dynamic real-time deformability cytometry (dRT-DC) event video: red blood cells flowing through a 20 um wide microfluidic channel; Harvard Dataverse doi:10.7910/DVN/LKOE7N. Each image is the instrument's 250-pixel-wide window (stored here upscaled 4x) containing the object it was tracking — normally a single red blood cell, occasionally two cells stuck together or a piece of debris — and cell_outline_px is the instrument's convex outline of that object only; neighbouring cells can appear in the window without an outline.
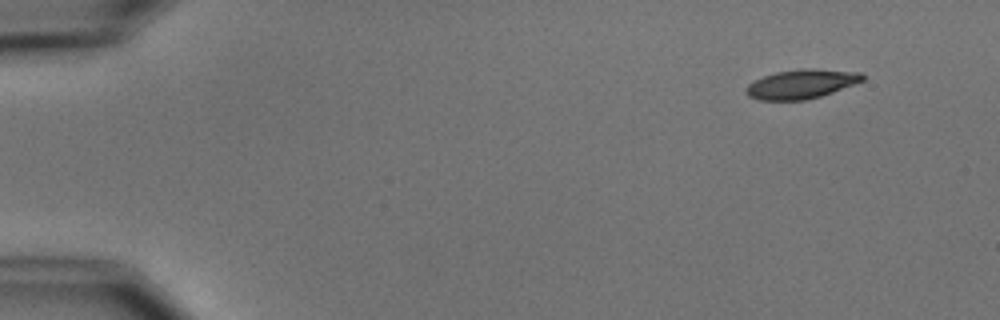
{"species": "common noctule bat (a hibernating species)", "species_latin": "Nyctalus noctula", "temperature_condition": "cold", "stored_images_in_passage": 4, "camera_frame_rate_fps": 3000, "um_per_image_px": 0.085, "animal": {"sex": "male", "body_mass_g": 15.6}, "frame": {"image": 1, "passage_image": 1, "time_ms": 0.0, "image_size_px": [1000, 320], "cell_outline_px": [[864, 80], [832, 92], [820, 96], [804, 100], [760, 100], [748, 96], [744, 92], [744, 88], [752, 80], [776, 72], [804, 68], [812, 68], [860, 72], [864, 76]], "centroid_in_image_um": [68.06, 7.14], "position_along_channel_um": 16.9, "area_um2": 19.83}}
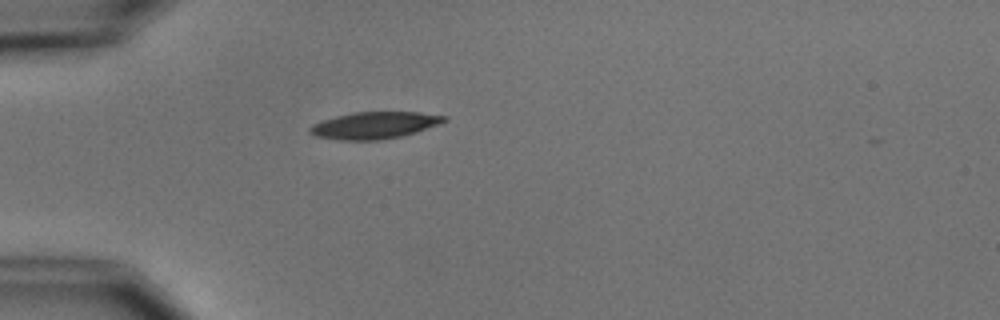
{"frame": {"image": 2, "passage_image": 4, "time_ms": 3.667, "image_size_px": [1000, 320], "cell_outline_px": [[448, 120], [400, 136], [380, 140], [340, 140], [316, 136], [308, 132], [308, 128], [312, 124], [336, 116], [352, 112], [420, 112], [448, 116]], "centroid_in_image_um": [31.77, 10.64], "position_along_channel_um": 53.2, "area_um2": 20.75}}